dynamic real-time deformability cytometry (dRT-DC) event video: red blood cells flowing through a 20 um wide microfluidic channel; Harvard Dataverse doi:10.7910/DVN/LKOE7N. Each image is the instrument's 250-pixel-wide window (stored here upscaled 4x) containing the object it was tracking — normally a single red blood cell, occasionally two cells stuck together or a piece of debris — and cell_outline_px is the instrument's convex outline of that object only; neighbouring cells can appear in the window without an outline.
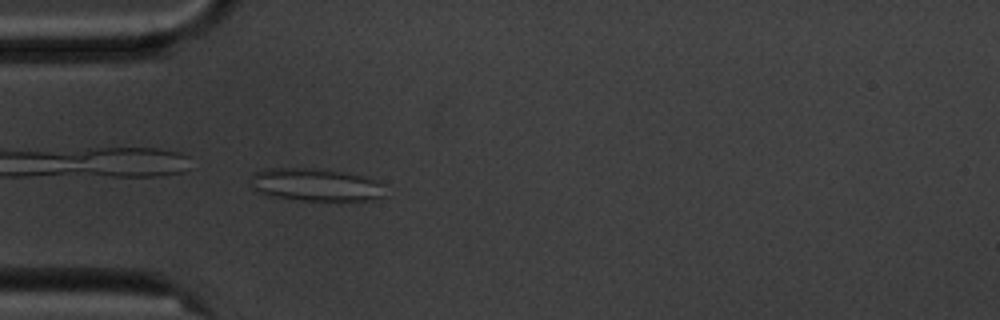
{"species": "common noctule bat (a hibernating species)", "species_latin": "Nyctalus noctula", "temperature_condition": "cold", "stored_images_in_passage": 41, "camera_frame_rate_fps": 3000, "um_per_image_px": 0.085, "animal": {"sex": "male", "body_mass_g": 20.1, "forearm_length_mm": 53.5}, "frame": {"image": 1, "passage_image": 1, "time_ms": 0.0, "image_size_px": [1000, 320], "cell_outline_px": [[384, 196], [372, 200], [300, 200], [272, 196], [260, 192], [252, 188], [252, 172], [264, 168], [312, 168], [344, 172], [364, 176], [380, 184]], "centroid_in_image_um": [26.77, 15.69], "position_along_channel_um": 58.2, "area_um2": 25.32}}
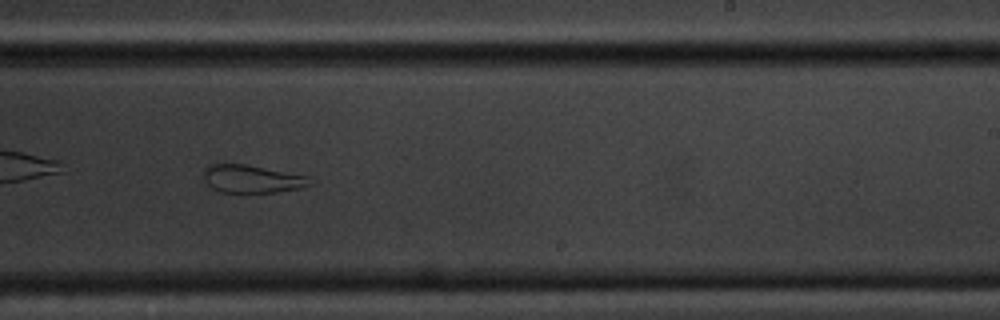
{"frame": {"image": 2, "passage_image": 19, "time_ms": 6.0, "image_size_px": [1000, 320], "cell_outline_px": [[312, 184], [300, 188], [276, 192], [220, 192], [212, 188], [204, 180], [204, 168], [212, 164], [244, 164], [308, 176]], "centroid_in_image_um": [21.4, 15.21], "position_along_channel_um": 267.6, "area_um2": 17.05}}
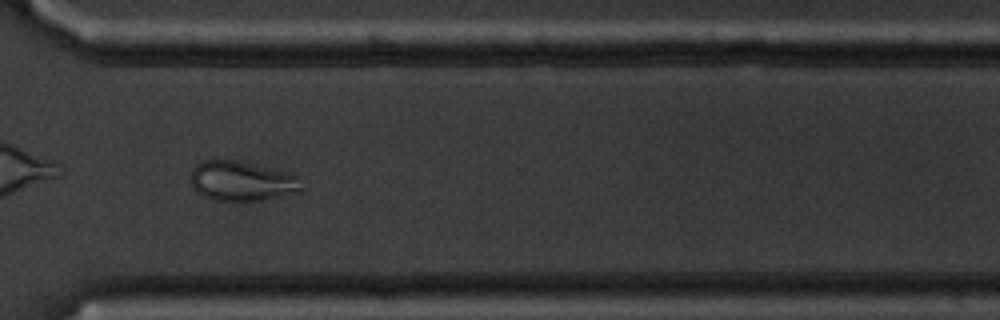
{"frame": {"image": 3, "passage_image": 26, "time_ms": 8.333, "image_size_px": [1000, 320], "cell_outline_px": [[308, 188], [300, 192], [260, 200], [212, 200], [196, 192], [188, 176], [192, 168], [196, 164], [204, 160], [232, 160], [284, 172], [300, 176]], "centroid_in_image_um": [20.57, 15.4], "position_along_channel_um": 350.0, "area_um2": 25.78}, "authors_computed_cell_mechanics": {"area_um2": 22.3108, "velocity_mm_per_s": 3.5562, "shape_relaxation_time_tau1_ms": null, "shape_relaxation_time_tau2_ms": 1.3149, "deformation_change_tau1": null, "deformation_change_tau2": 0.0791}}